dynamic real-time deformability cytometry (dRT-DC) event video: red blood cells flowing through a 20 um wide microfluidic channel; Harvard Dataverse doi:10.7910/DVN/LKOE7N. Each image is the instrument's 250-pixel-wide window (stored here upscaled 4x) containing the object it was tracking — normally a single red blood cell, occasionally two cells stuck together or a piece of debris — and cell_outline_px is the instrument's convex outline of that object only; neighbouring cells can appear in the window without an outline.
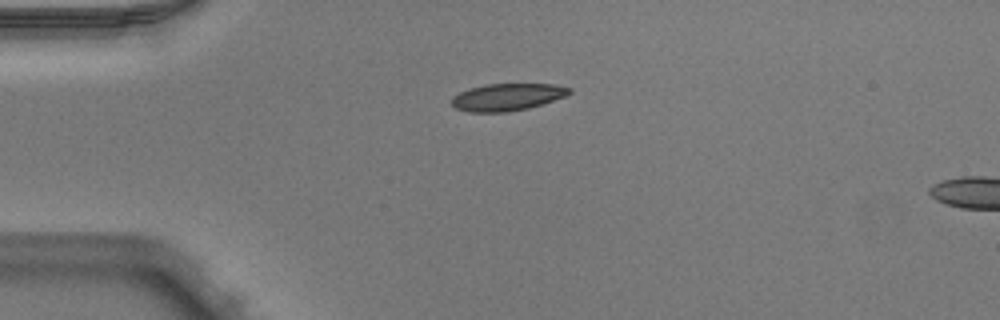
{"species": "Egyptian fruit bat (a non-hibernating species)", "species_latin": "Rousettus aegyptiacus", "temperature_condition": "warm", "stored_images_in_passage": 39, "camera_frame_rate_fps": 3000, "um_per_image_px": 0.085, "animal": {"sex": "male"}, "frame": {"image": 1, "passage_image": 1, "time_ms": 0.0, "image_size_px": [1000, 320], "cell_outline_px": [[572, 92], [564, 96], [528, 108], [508, 112], [468, 112], [456, 108], [452, 104], [452, 100], [460, 92], [472, 88], [488, 84], [552, 84], [572, 88]], "centroid_in_image_um": [43.13, 8.25], "position_along_channel_um": 41.9, "area_um2": 18.26}}
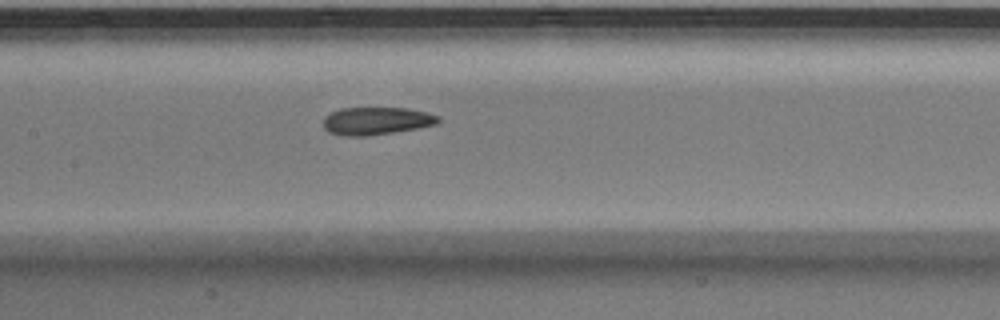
{"frame": {"image": 2, "passage_image": 13, "time_ms": 4.0, "image_size_px": [1000, 320], "cell_outline_px": [[440, 120], [436, 124], [420, 128], [368, 136], [340, 136], [328, 132], [324, 128], [324, 116], [340, 108], [408, 108], [440, 116]], "centroid_in_image_um": [31.98, 10.29], "position_along_channel_um": 175.4, "area_um2": 18.67}}
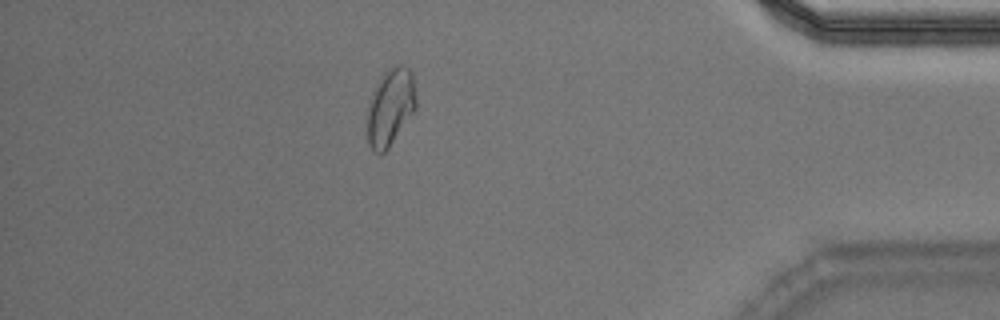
{"frame": {"image": 3, "passage_image": 33, "time_ms": 10.667, "image_size_px": [1000, 320], "cell_outline_px": [[416, 108], [388, 148], [384, 152], [372, 152], [368, 144], [368, 108], [372, 92], [376, 84], [388, 68], [392, 64], [404, 64], [412, 72], [416, 100]], "centroid_in_image_um": [33.18, 9.06], "position_along_channel_um": 402.0, "area_um2": 21.79}, "authors_computed_cell_mechanics": {"area_um2": 19.1318, "velocity_mm_per_s": 3.9726, "shape_relaxation_time_tau1_ms": 7.8371, "shape_relaxation_time_tau2_ms": 2.9896, "deformation_change_tau1": 0.1902, "deformation_change_tau2": 0.0885}}